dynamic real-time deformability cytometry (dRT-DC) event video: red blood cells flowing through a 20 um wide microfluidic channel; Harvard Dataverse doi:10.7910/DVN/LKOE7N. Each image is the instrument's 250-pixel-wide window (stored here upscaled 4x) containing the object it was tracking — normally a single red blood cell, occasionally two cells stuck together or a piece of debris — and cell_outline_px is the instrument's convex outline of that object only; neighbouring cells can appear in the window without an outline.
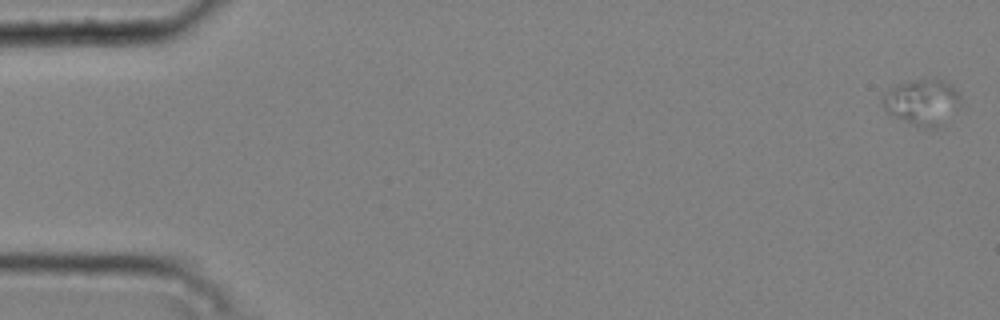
{"species": "common noctule bat (a hibernating species)", "species_latin": "Nyctalus noctula", "temperature_condition": "cold", "stored_images_in_passage": 4, "camera_frame_rate_fps": 3000, "um_per_image_px": 0.085, "animal": {"sex": "male", "body_mass_g": 20.4}, "frame": {"image": 1, "passage_image": 1, "time_ms": 0.0, "image_size_px": [1000, 320], "cell_outline_px": [[960, 104], [936, 128], [920, 128], [888, 112], [884, 108], [880, 96], [888, 88], [896, 84], [908, 80], [944, 80], [952, 84], [960, 92]], "centroid_in_image_um": [78.35, 8.64], "position_along_channel_um": 6.6, "area_um2": 20.75}}